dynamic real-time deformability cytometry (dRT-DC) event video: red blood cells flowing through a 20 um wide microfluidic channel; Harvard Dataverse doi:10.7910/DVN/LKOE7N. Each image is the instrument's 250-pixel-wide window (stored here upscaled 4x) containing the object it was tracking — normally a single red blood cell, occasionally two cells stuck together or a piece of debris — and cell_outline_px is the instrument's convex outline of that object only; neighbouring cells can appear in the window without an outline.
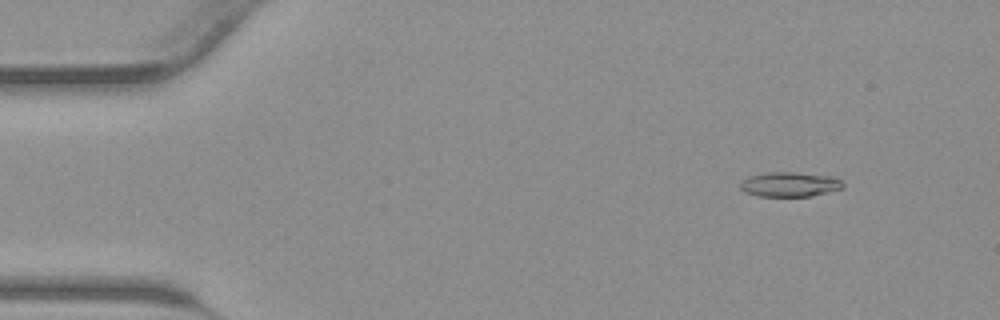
{"species": "common noctule bat (a hibernating species)", "species_latin": "Nyctalus noctula", "temperature_condition": "warm", "stored_images_in_passage": 39, "camera_frame_rate_fps": 3000, "um_per_image_px": 0.085, "animal": {"sex": "male", "body_mass_g": 23.1, "forearm_length_mm": 52.7}, "frame": {"image": 1, "passage_image": 1, "time_ms": 0.0, "image_size_px": [1000, 320], "cell_outline_px": [[844, 188], [812, 196], [756, 196], [744, 192], [740, 188], [740, 180], [748, 176], [768, 172], [796, 172], [832, 176], [844, 180]], "centroid_in_image_um": [67.13, 15.66], "position_along_channel_um": 17.9, "area_um2": 15.09}}
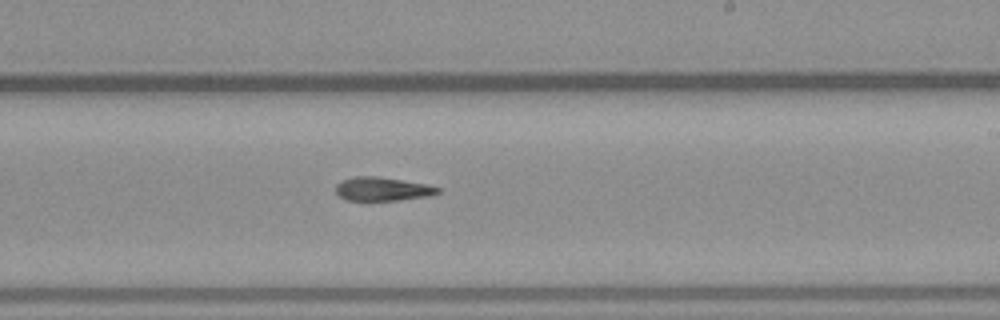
{"frame": {"image": 2, "passage_image": 22, "time_ms": 7.0, "image_size_px": [1000, 320], "cell_outline_px": [[440, 192], [428, 196], [400, 200], [348, 200], [340, 196], [336, 192], [336, 184], [344, 180], [356, 176], [376, 176], [428, 184], [440, 188]], "centroid_in_image_um": [32.53, 16.06], "position_along_channel_um": 256.5, "area_um2": 13.93}}
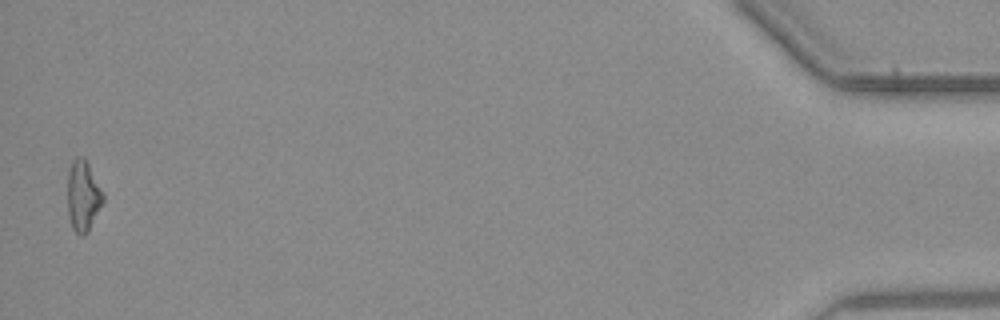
{"frame": {"image": 3, "passage_image": 39, "time_ms": 12.667, "image_size_px": [1000, 320], "cell_outline_px": [[104, 200], [88, 232], [84, 236], [80, 236], [72, 228], [68, 216], [68, 172], [72, 160], [76, 156], [84, 156], [104, 192]], "centroid_in_image_um": [7.06, 16.64], "position_along_channel_um": 428.1, "area_um2": 14.85}}